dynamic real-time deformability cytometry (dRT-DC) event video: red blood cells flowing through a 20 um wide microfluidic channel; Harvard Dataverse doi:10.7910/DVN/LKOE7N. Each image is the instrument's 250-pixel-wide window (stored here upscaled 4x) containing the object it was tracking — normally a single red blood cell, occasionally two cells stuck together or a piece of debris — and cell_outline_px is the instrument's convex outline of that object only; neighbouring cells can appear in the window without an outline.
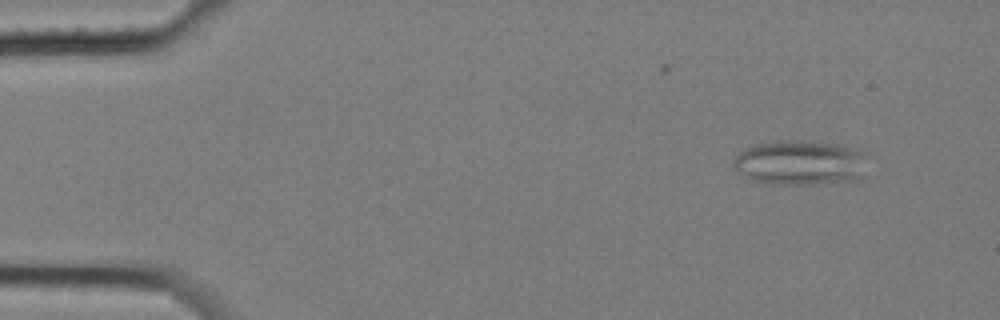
{"species": "common noctule bat (a hibernating species)", "species_latin": "Nyctalus noctula", "temperature_condition": "cold", "stored_images_in_passage": 12, "segment_of_instrument_passage": [1, 2], "camera_frame_rate_fps": 3000, "um_per_image_px": 0.085, "animal": {"sex": "female", "body_mass_g": 25.1}, "frame": {"image": 1, "passage_image": 1, "time_ms": 0.0, "image_size_px": [1000, 320], "cell_outline_px": [[868, 152], [864, 176], [860, 180], [812, 184], [772, 184], [752, 180], [740, 172], [732, 164], [732, 160], [744, 148], [756, 144], [776, 140], [792, 140], [836, 144]], "centroid_in_image_um": [68.07, 13.83], "position_along_channel_um": 16.9, "area_um2": 35.37}}